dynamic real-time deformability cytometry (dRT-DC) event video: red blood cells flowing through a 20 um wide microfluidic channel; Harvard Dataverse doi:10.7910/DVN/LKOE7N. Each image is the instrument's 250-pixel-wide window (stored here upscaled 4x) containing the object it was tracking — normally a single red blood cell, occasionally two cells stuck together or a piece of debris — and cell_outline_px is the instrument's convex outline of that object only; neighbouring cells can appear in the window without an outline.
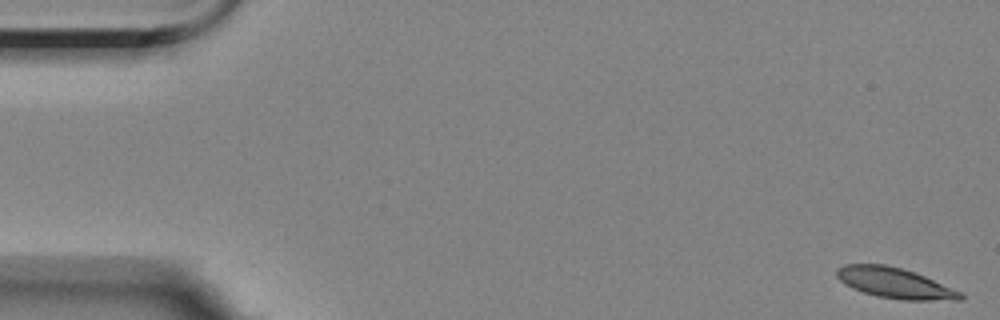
{"species": "Egyptian fruit bat (a non-hibernating species)", "species_latin": "Rousettus aegyptiacus", "temperature_condition": "room temperature", "stored_images_in_passage": 7, "camera_frame_rate_fps": 3000, "um_per_image_px": 0.085, "animal": {"sex": "female"}, "frame": {"image": 1, "passage_image": 1, "time_ms": 0.0, "image_size_px": [1000, 320], "cell_outline_px": [[964, 300], [904, 300], [876, 296], [852, 288], [844, 284], [836, 276], [836, 268], [844, 264], [884, 264], [900, 268], [924, 276], [964, 292]], "centroid_in_image_um": [76.07, 24.06], "position_along_channel_um": 8.9, "area_um2": 22.02}}
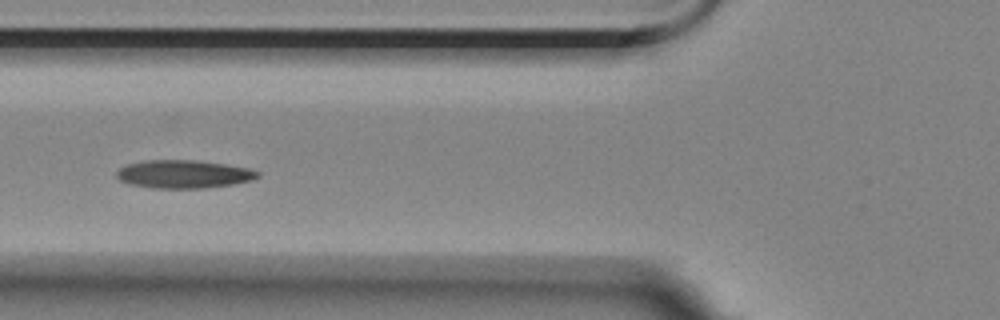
{"frame": {"image": 2, "passage_image": 7, "time_ms": 6.667, "image_size_px": [1000, 320], "cell_outline_px": [[260, 176], [252, 180], [232, 184], [204, 188], [152, 188], [132, 184], [120, 180], [116, 176], [116, 172], [120, 168], [128, 164], [144, 160], [196, 160], [228, 164], [252, 168], [260, 172]], "centroid_in_image_um": [15.66, 14.79], "position_along_channel_um": 110.1, "area_um2": 23.24}}